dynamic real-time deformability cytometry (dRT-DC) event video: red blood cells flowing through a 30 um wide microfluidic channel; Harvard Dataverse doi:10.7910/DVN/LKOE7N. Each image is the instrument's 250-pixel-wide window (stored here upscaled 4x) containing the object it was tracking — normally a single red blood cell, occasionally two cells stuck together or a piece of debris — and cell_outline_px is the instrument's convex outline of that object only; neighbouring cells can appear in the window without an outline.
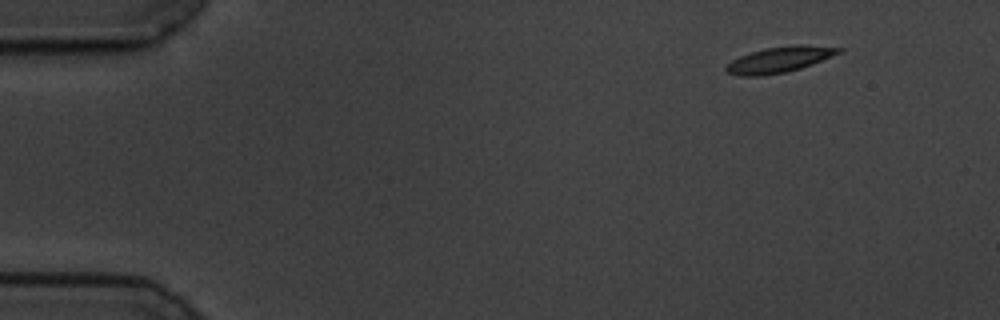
{"species": "common noctule bat (a hibernating species)", "species_latin": "Nyctalus noctula", "temperature_condition": "cold", "stored_images_in_passage": 53, "camera_frame_rate_fps": 3000, "um_per_image_px": 0.085, "animal": {"sex": "male", "body_mass_g": 19.5, "forearm_length_mm": 54.6}, "frame": {"image": 1, "passage_image": 1, "time_ms": 0.0, "image_size_px": [1000, 320], "cell_outline_px": [[844, 48], [840, 52], [832, 56], [812, 64], [800, 68], [784, 72], [760, 76], [740, 76], [728, 72], [724, 68], [732, 60], [740, 56], [764, 48], [792, 44], [800, 44]], "centroid_in_image_um": [66.25, 5.05], "position_along_channel_um": 18.7, "area_um2": 16.76}}
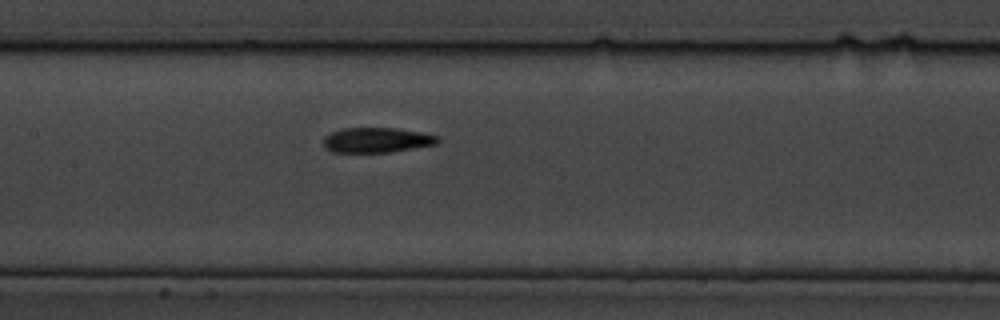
{"frame": {"image": 2, "passage_image": 23, "time_ms": 7.333, "image_size_px": [1000, 320], "cell_outline_px": [[440, 140], [436, 144], [388, 152], [332, 152], [324, 148], [324, 136], [332, 132], [344, 128], [396, 128], [420, 132], [436, 136]], "centroid_in_image_um": [31.98, 11.9], "position_along_channel_um": 175.4, "area_um2": 16.47}}
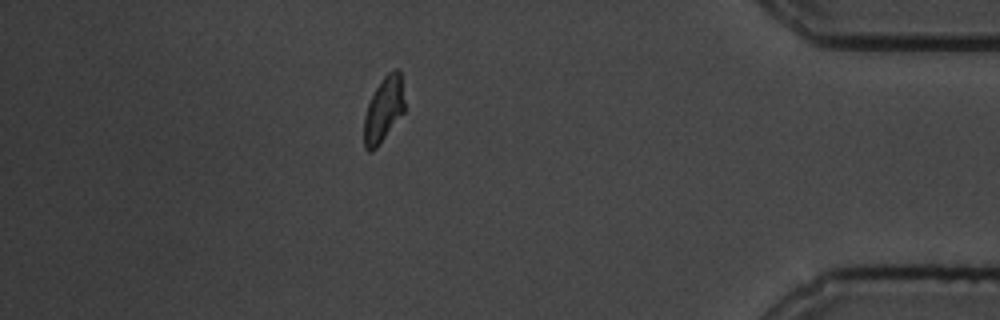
{"frame": {"image": 3, "passage_image": 46, "time_ms": 15.0, "image_size_px": [1000, 320], "cell_outline_px": [[404, 112], [380, 144], [372, 152], [368, 152], [364, 148], [364, 116], [368, 104], [380, 80], [388, 72], [396, 68], [400, 68], [404, 100]], "centroid_in_image_um": [32.61, 9.31], "position_along_channel_um": 402.6, "area_um2": 15.49}, "authors_computed_cell_mechanics": {"area_um2": 16.473, "velocity_mm_per_s": 3.4695, "shape_relaxation_time_tau1_ms": 2.8546, "shape_relaxation_time_tau2_ms": 3.0193, "deformation_change_tau1": 0.1553, "deformation_change_tau2": 0.0912}}